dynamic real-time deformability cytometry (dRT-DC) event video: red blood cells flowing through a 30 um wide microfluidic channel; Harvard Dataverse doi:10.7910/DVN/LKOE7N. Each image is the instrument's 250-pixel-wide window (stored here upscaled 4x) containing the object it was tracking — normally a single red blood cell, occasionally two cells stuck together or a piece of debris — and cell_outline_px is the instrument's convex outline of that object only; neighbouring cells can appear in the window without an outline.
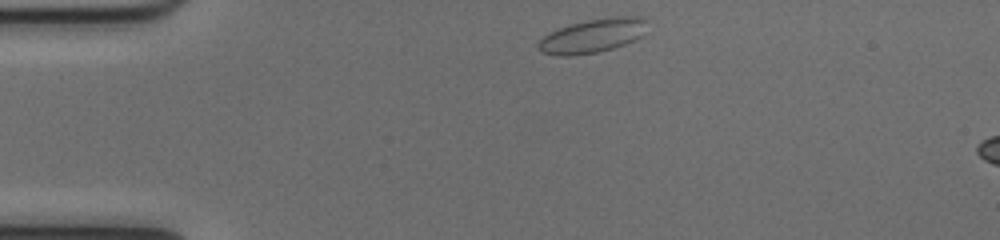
{"species": "common noctule bat (a hibernating species)", "species_latin": "Nyctalus noctula", "temperature_condition": "cold", "stored_images_in_passage": 6, "camera_frame_rate_fps": 3000, "um_per_image_px": 0.085, "animal": {"sex": "female", "body_mass_g": 17.0, "forearm_length_mm": 48.0}, "frame": {"image": 1, "passage_image": 1, "time_ms": 0.0, "image_size_px": [1000, 240], "cell_outline_px": [[644, 20], [640, 36], [624, 44], [612, 48], [596, 52], [572, 56], [556, 56], [540, 52], [536, 48], [536, 44], [544, 36], [560, 28], [572, 24], [588, 20], [616, 16], [632, 16]], "centroid_in_image_um": [50.24, 3.07], "position_along_channel_um": 34.8, "area_um2": 20.87}}